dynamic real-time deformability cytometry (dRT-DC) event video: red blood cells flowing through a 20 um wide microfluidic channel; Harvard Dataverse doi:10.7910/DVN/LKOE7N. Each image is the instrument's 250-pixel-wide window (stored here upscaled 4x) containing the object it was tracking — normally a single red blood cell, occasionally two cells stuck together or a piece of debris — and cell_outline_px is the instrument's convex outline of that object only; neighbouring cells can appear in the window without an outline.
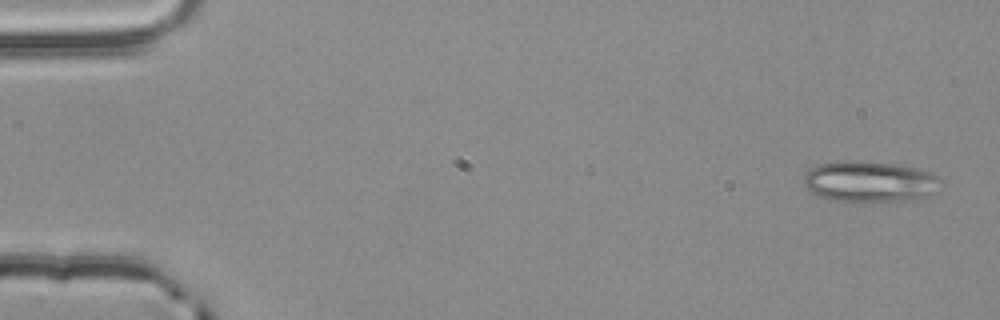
{"species": "common noctule bat (a hibernating species)", "species_latin": "Nyctalus noctula", "temperature_condition": "room temperature", "stored_images_in_passage": 4, "camera_frame_rate_fps": 3000, "um_per_image_px": 0.085, "animal": {"sex": "male", "body_mass_g": 20.4}, "frame": {"image": 1, "passage_image": 1, "time_ms": 0.0, "image_size_px": [1000, 320], "cell_outline_px": [[940, 180], [936, 192], [928, 196], [916, 200], [832, 200], [820, 196], [812, 192], [804, 184], [804, 176], [812, 168], [820, 164], [836, 160], [852, 160], [896, 164], [916, 168], [932, 172], [940, 176]], "centroid_in_image_um": [73.97, 15.41], "position_along_channel_um": 11.0, "area_um2": 32.43}}